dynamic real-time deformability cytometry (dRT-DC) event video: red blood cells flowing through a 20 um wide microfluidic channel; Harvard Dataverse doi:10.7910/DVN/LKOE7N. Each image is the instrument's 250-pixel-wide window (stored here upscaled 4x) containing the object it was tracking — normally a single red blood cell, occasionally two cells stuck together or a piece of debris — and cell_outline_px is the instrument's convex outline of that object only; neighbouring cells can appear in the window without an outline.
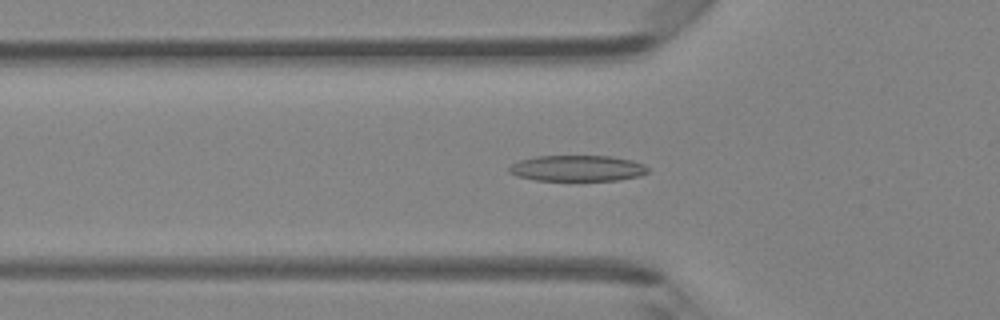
{"species": "Egyptian fruit bat (a non-hibernating species)", "species_latin": "Rousettus aegyptiacus", "temperature_condition": "room temperature", "stored_images_in_passage": 40, "camera_frame_rate_fps": 3000, "um_per_image_px": 0.085, "animal": {"sex": "female"}, "frame": {"image": 1, "passage_image": 9, "time_ms": 2.667, "image_size_px": [1000, 320], "cell_outline_px": [[648, 172], [640, 176], [616, 180], [536, 180], [516, 176], [508, 172], [508, 168], [512, 164], [520, 160], [536, 156], [612, 156], [632, 160], [644, 164], [648, 168]], "centroid_in_image_um": [49.07, 14.3], "position_along_channel_um": 76.7, "area_um2": 20.98}}
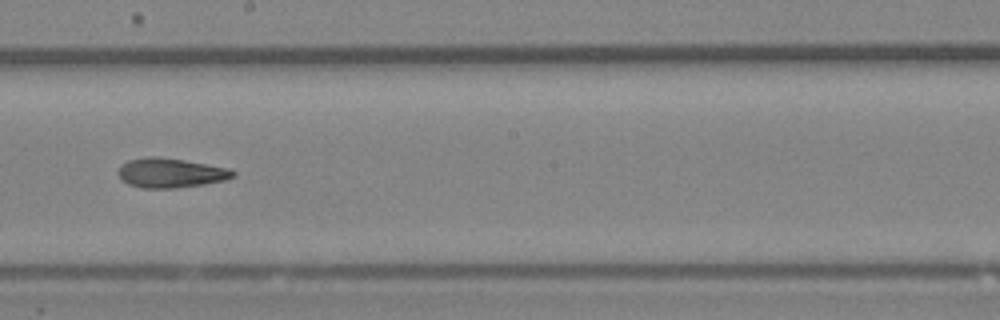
{"frame": {"image": 2, "passage_image": 20, "time_ms": 6.333, "image_size_px": [1000, 320], "cell_outline_px": [[236, 176], [224, 180], [204, 184], [176, 188], [140, 188], [128, 184], [120, 176], [120, 164], [128, 160], [148, 156], [152, 156], [184, 160], [228, 168], [236, 172]], "centroid_in_image_um": [14.51, 14.7], "position_along_channel_um": 233.7, "area_um2": 19.59}}
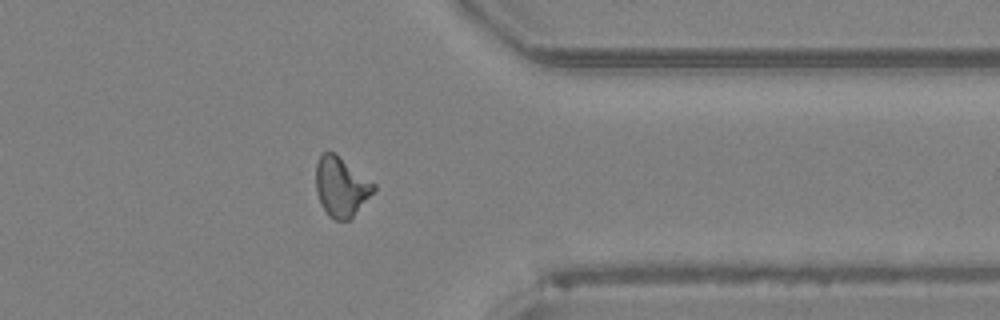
{"frame": {"image": 3, "passage_image": 31, "time_ms": 10.0, "image_size_px": [1000, 320], "cell_outline_px": [[376, 188], [352, 216], [348, 220], [332, 220], [328, 216], [316, 192], [316, 164], [320, 156], [324, 152], [332, 152], [376, 184]], "centroid_in_image_um": [28.97, 15.89], "position_along_channel_um": 382.4, "area_um2": 19.48}, "authors_computed_cell_mechanics": {"area_um2": 19.9988, "velocity_mm_per_s": 4.2826, "shape_relaxation_time_tau1_ms": 6.735, "shape_relaxation_time_tau2_ms": 4.6192, "deformation_change_tau1": 0.1918, "deformation_change_tau2": 0.1468}}